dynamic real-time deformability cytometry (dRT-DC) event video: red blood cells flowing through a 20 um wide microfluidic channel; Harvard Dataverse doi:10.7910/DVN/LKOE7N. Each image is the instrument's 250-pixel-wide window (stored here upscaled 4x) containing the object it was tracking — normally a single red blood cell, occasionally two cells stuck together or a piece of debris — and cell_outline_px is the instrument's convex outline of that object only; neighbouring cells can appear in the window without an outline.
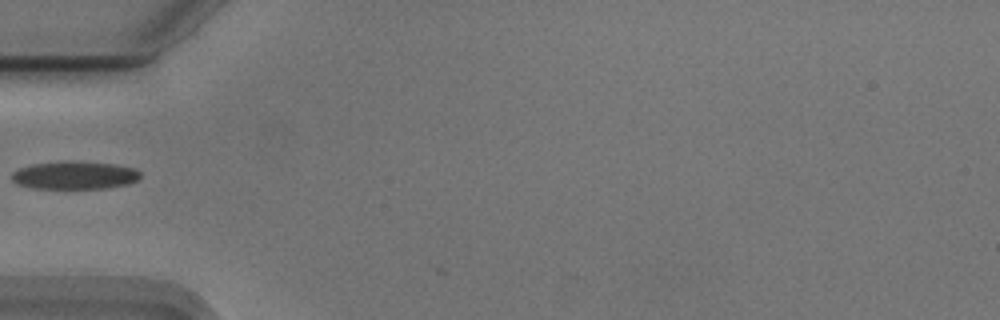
{"species": "Egyptian fruit bat (a non-hibernating species)", "species_latin": "Rousettus aegyptiacus", "temperature_condition": "cold", "stored_images_in_passage": 3, "camera_frame_rate_fps": 3000, "um_per_image_px": 0.085, "animal": {"sex": "male"}, "frame": {"image": 1, "passage_image": 1, "time_ms": 0.0, "image_size_px": [1000, 320], "cell_outline_px": [[140, 176], [136, 180], [128, 184], [108, 188], [32, 188], [16, 184], [12, 180], [12, 172], [20, 168], [32, 164], [112, 164], [136, 168], [140, 172]], "centroid_in_image_um": [6.35, 14.95], "position_along_channel_um": 78.7, "area_um2": 19.83}}